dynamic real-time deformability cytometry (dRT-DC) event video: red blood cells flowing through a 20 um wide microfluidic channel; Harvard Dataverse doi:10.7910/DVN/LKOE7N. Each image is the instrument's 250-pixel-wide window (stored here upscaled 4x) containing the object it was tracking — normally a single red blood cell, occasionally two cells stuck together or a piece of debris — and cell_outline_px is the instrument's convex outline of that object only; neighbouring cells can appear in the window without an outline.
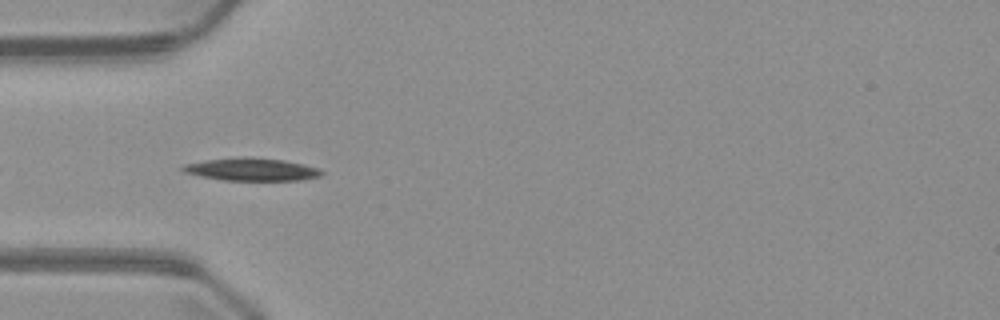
{"species": "common noctule bat (a hibernating species)", "species_latin": "Nyctalus noctula", "temperature_condition": "warm", "stored_images_in_passage": 5, "camera_frame_rate_fps": 3000, "um_per_image_px": 0.085, "animal": {"sex": "male", "body_mass_g": 23.1, "forearm_length_mm": 52.7}, "frame": {"image": 1, "passage_image": 3, "time_ms": 2.333, "image_size_px": [1000, 320], "cell_outline_px": [[324, 172], [320, 176], [304, 180], [224, 180], [200, 176], [184, 172], [180, 168], [184, 164], [204, 160], [240, 156], [248, 156], [284, 160], [304, 164], [320, 168]], "centroid_in_image_um": [21.4, 14.38], "position_along_channel_um": 63.6, "area_um2": 18.61}}
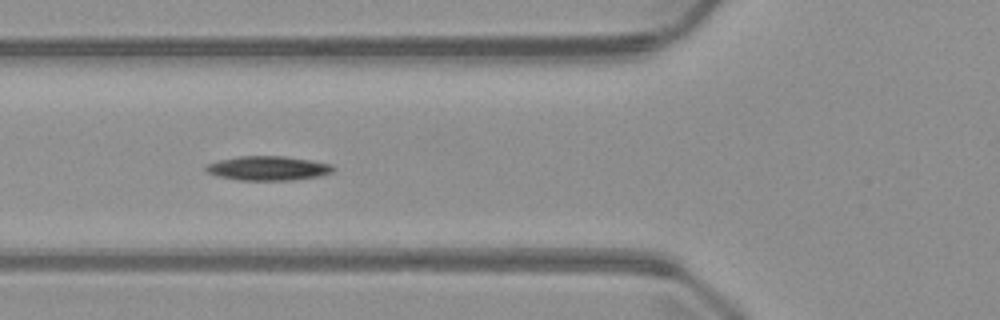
{"frame": {"image": 2, "passage_image": 4, "time_ms": 3.333, "image_size_px": [1000, 320], "cell_outline_px": [[336, 168], [332, 172], [320, 176], [292, 180], [240, 180], [216, 176], [204, 172], [204, 164], [220, 160], [240, 156], [284, 156], [312, 160], [332, 164]], "centroid_in_image_um": [22.76, 14.3], "position_along_channel_um": 103.0, "area_um2": 18.26}}
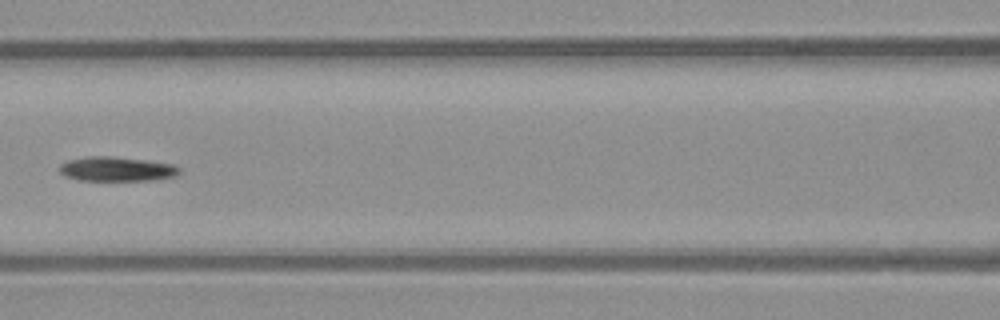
{"frame": {"image": 3, "passage_image": 5, "time_ms": 4.667, "image_size_px": [1000, 320], "cell_outline_px": [[180, 172], [176, 176], [156, 180], [80, 180], [64, 176], [60, 172], [60, 164], [68, 160], [88, 156], [112, 156], [176, 164], [180, 168]], "centroid_in_image_um": [9.95, 14.36], "position_along_channel_um": 156.7, "area_um2": 17.17}}